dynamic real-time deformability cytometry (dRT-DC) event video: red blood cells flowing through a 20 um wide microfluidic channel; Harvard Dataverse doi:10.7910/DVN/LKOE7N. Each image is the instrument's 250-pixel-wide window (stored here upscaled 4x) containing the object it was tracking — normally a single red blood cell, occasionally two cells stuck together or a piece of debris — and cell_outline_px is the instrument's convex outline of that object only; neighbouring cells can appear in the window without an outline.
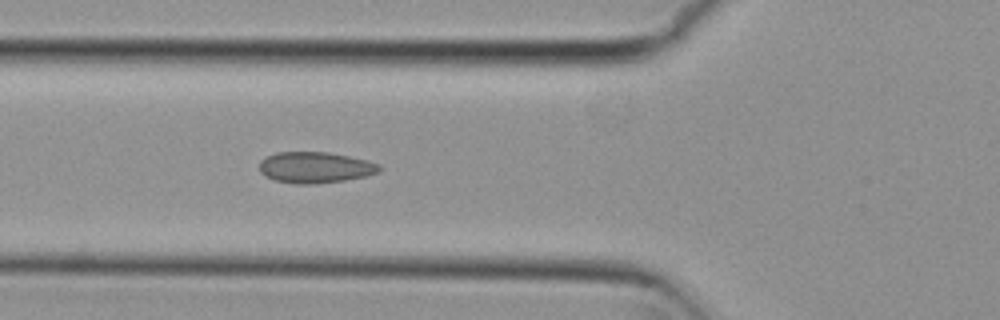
{"species": "common noctule bat (a hibernating species)", "species_latin": "Nyctalus noctula", "temperature_condition": "cold", "stored_images_in_passage": 4, "camera_frame_rate_fps": 3000, "um_per_image_px": 0.085, "animal": {"sex": "female", "body_mass_g": 29.2, "forearm_length_mm": 56.3}, "frame": {"image": 1, "passage_image": 4, "time_ms": 1.0, "image_size_px": [1000, 320], "cell_outline_px": [[384, 168], [380, 172], [368, 176], [344, 180], [316, 184], [296, 184], [276, 180], [264, 176], [260, 172], [260, 160], [276, 152], [328, 152], [368, 160], [380, 164]], "centroid_in_image_um": [26.84, 14.23], "position_along_channel_um": 99.0, "area_um2": 21.96}}